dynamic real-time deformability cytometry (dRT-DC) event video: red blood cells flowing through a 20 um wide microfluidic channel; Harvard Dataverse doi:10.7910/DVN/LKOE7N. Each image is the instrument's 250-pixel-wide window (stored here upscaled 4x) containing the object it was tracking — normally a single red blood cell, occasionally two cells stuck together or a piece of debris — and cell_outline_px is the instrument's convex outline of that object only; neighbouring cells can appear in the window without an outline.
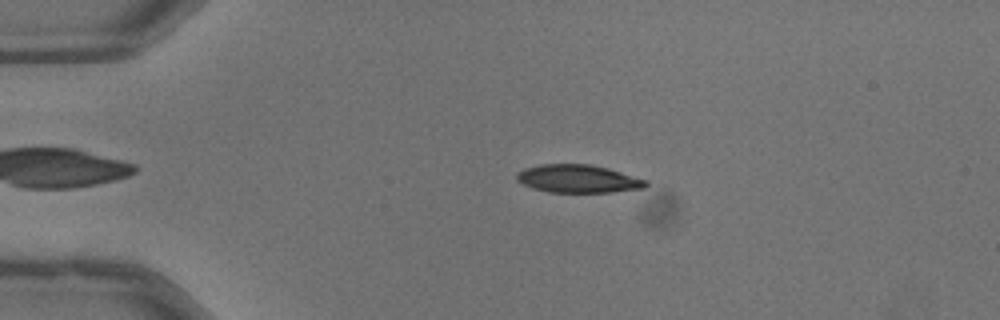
{"species": "common noctule bat (a hibernating species)", "species_latin": "Nyctalus noctula", "temperature_condition": "warm", "stored_images_in_passage": 51, "camera_frame_rate_fps": 3000, "um_per_image_px": 0.085, "animal": {"sex": "male", "body_mass_g": 13.3}, "frame": {"image": 1, "passage_image": 11, "time_ms": 3.333, "image_size_px": [1000, 320], "cell_outline_px": [[648, 184], [644, 188], [608, 192], [548, 192], [532, 188], [516, 180], [516, 172], [524, 168], [540, 164], [588, 164], [608, 168], [648, 180]], "centroid_in_image_um": [49.11, 15.19], "position_along_channel_um": 35.9, "area_um2": 21.1}}
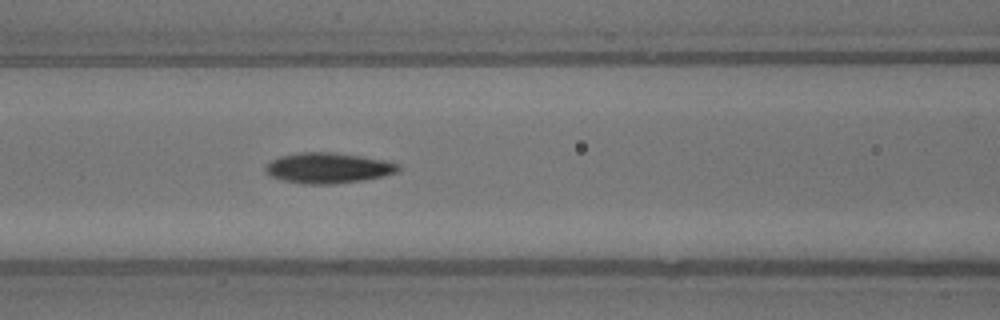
{"frame": {"image": 2, "passage_image": 22, "time_ms": 7.0, "image_size_px": [1000, 320], "cell_outline_px": [[400, 172], [384, 176], [360, 180], [332, 184], [304, 184], [284, 180], [272, 176], [264, 168], [272, 160], [280, 156], [300, 152], [332, 152], [360, 156], [384, 160], [400, 164]], "centroid_in_image_um": [27.93, 14.27], "position_along_channel_um": 138.7, "area_um2": 23.41}}
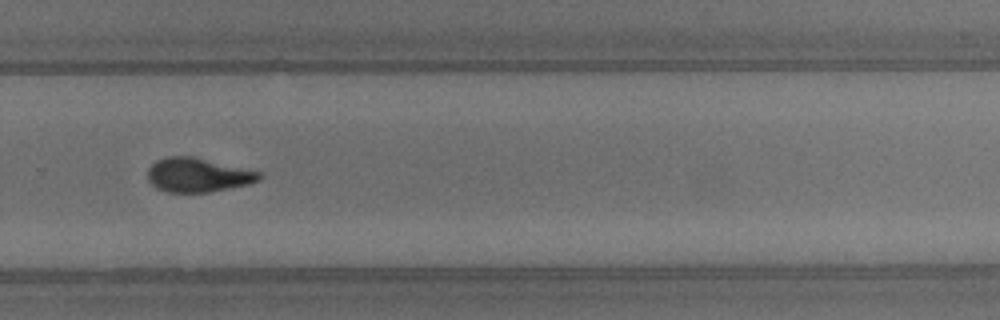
{"frame": {"image": 3, "passage_image": 35, "time_ms": 11.333, "image_size_px": [1000, 320], "cell_outline_px": [[264, 176], [260, 180], [248, 184], [208, 192], [168, 192], [156, 188], [148, 180], [148, 168], [156, 160], [168, 156], [192, 156], [260, 172]], "centroid_in_image_um": [16.8, 14.87], "position_along_channel_um": 313.0, "area_um2": 22.02}, "authors_computed_cell_mechanics": {"area_um2": 22.3686, "velocity_mm_per_s": 4.034, "shape_relaxation_time_tau1_ms": 4.4831, "shape_relaxation_time_tau2_ms": 3.2414, "deformation_change_tau1": 0.1667, "deformation_change_tau2": 0.0839}}